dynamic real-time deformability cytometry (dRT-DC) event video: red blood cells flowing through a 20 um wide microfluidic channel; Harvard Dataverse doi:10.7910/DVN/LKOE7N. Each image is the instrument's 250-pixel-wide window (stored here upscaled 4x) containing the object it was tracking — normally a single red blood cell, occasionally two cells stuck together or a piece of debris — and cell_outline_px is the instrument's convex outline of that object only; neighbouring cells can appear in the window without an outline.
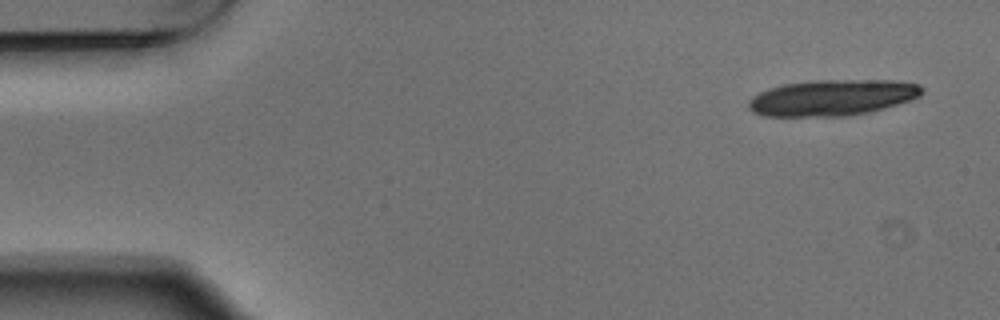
{"species": "Egyptian fruit bat (a non-hibernating species)", "species_latin": "Rousettus aegyptiacus", "temperature_condition": "warm", "stored_images_in_passage": 4, "camera_frame_rate_fps": 3000, "um_per_image_px": 0.085, "animal": {"sex": "male"}, "frame": {"image": 1, "passage_image": 1, "time_ms": 0.0, "image_size_px": [1000, 320], "cell_outline_px": [[924, 92], [920, 96], [884, 108], [868, 112], [848, 116], [764, 116], [752, 112], [748, 108], [748, 100], [752, 96], [768, 88], [784, 84], [812, 80], [892, 80], [920, 84], [924, 88]], "centroid_in_image_um": [70.72, 8.29], "position_along_channel_um": 14.3, "area_um2": 36.59}}